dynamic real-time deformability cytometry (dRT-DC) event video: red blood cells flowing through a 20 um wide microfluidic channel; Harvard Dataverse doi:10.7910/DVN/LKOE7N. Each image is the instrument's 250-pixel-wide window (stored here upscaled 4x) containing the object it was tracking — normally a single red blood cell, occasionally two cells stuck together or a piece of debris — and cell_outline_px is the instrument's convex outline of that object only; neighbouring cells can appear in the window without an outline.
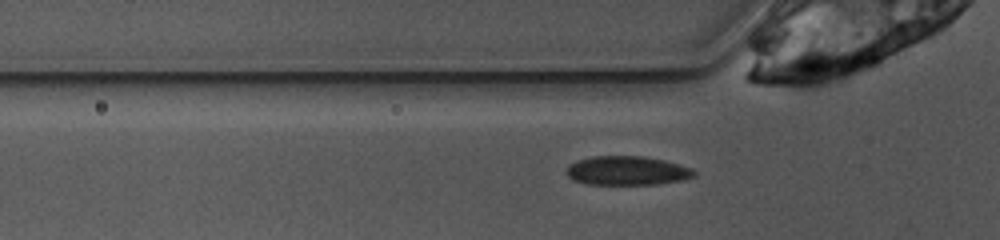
{"species": "common noctule bat (a hibernating species)", "species_latin": "Nyctalus noctula", "temperature_condition": "warm", "stored_images_in_passage": 40, "camera_frame_rate_fps": 3000, "um_per_image_px": 0.085, "animal": {"sex": "female", "body_mass_g": 10.0, "forearm_length_mm": 53.1}, "frame": {"image": 1, "passage_image": 4, "time_ms": 1.0, "image_size_px": [1000, 240], "cell_outline_px": [[696, 176], [684, 180], [656, 184], [584, 184], [572, 180], [568, 176], [568, 164], [576, 160], [592, 156], [644, 156], [664, 160], [692, 168], [696, 172]], "centroid_in_image_um": [53.31, 14.5], "position_along_channel_um": 72.5, "area_um2": 21.73}}
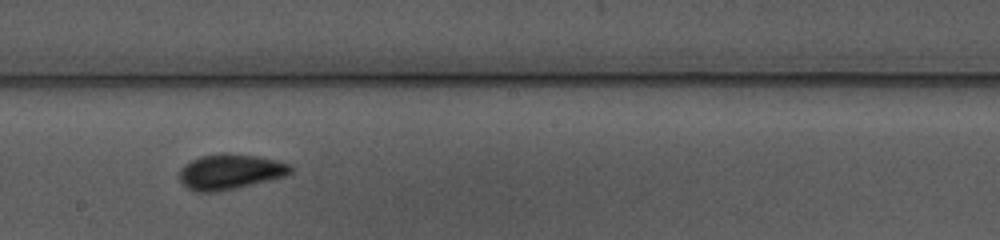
{"frame": {"image": 2, "passage_image": 16, "time_ms": 5.0, "image_size_px": [1000, 240], "cell_outline_px": [[292, 172], [288, 176], [236, 188], [216, 192], [192, 192], [180, 180], [180, 172], [184, 164], [200, 156], [228, 152], [256, 156], [276, 160], [288, 164], [292, 168]], "centroid_in_image_um": [19.57, 14.6], "position_along_channel_um": 228.6, "area_um2": 22.95}}
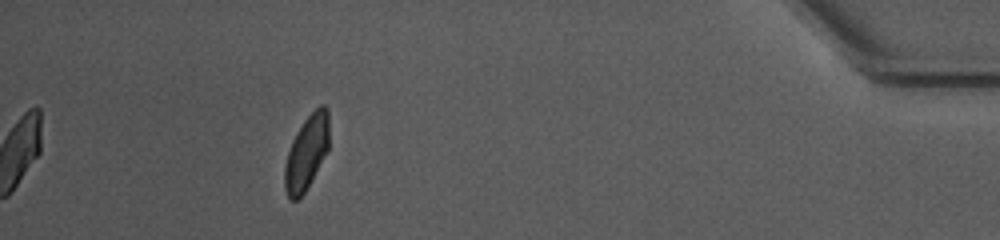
{"frame": {"image": 3, "passage_image": 35, "time_ms": 11.333, "image_size_px": [1000, 240], "cell_outline_px": [[328, 148], [304, 192], [296, 200], [288, 200], [284, 188], [284, 168], [288, 152], [292, 140], [296, 132], [304, 120], [320, 104], [324, 104], [328, 108]], "centroid_in_image_um": [26.03, 12.95], "position_along_channel_um": 409.2, "area_um2": 18.9}}